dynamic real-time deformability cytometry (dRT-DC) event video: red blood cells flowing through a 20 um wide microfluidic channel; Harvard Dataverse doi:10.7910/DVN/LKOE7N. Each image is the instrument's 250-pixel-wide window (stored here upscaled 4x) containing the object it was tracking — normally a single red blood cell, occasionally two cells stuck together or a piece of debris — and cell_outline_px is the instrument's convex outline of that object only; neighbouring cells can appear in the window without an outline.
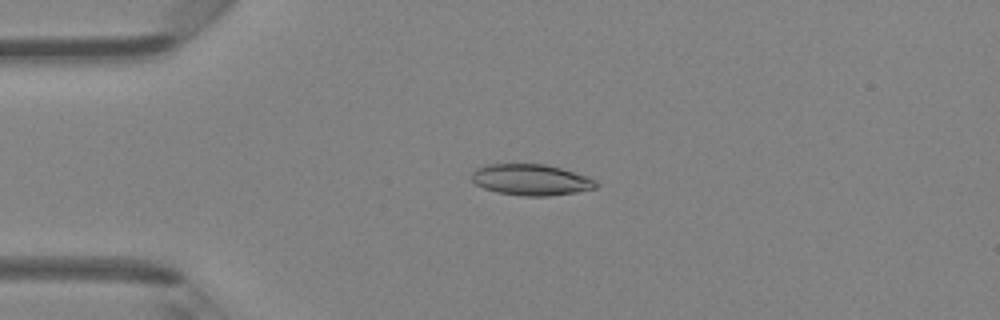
{"species": "Egyptian fruit bat (a non-hibernating species)", "species_latin": "Rousettus aegyptiacus", "temperature_condition": "room temperature", "stored_images_in_passage": 4, "camera_frame_rate_fps": 3000, "um_per_image_px": 0.085, "animal": {"sex": "female"}, "frame": {"image": 1, "passage_image": 3, "time_ms": 0.667, "image_size_px": [1000, 320], "cell_outline_px": [[600, 184], [596, 188], [576, 192], [548, 196], [524, 196], [496, 192], [484, 188], [476, 184], [472, 180], [472, 172], [476, 168], [484, 164], [544, 164], [560, 168], [588, 176], [596, 180]], "centroid_in_image_um": [45.15, 15.28], "position_along_channel_um": 39.9, "area_um2": 22.66}}